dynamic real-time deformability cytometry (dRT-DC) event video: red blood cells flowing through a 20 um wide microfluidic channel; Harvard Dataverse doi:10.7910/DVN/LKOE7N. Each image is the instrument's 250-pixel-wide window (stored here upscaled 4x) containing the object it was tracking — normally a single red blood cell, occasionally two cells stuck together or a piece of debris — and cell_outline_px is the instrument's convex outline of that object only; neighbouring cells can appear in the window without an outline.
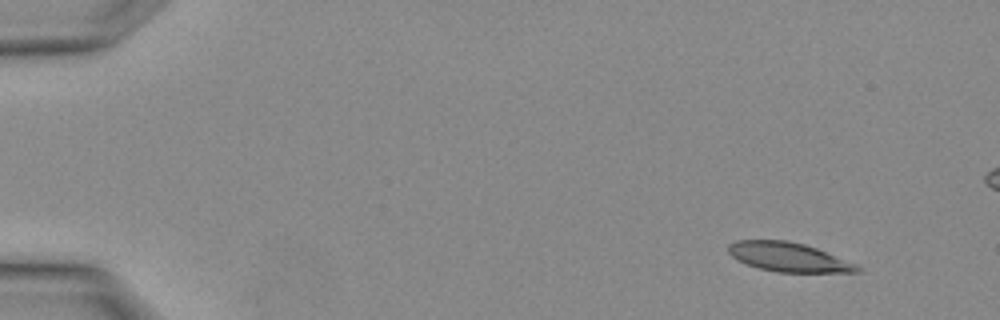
{"species": "Egyptian fruit bat (a non-hibernating species)", "species_latin": "Rousettus aegyptiacus", "temperature_condition": "warm", "stored_images_in_passage": 3, "camera_frame_rate_fps": 3000, "um_per_image_px": 0.085, "animal": {"sex": "female"}, "frame": {"image": 1, "passage_image": 1, "time_ms": 0.0, "image_size_px": [1000, 320], "cell_outline_px": [[860, 272], [776, 272], [760, 268], [736, 260], [728, 252], [728, 244], [736, 240], [788, 240], [804, 244], [816, 248], [856, 264], [860, 268]], "centroid_in_image_um": [66.98, 21.84], "position_along_channel_um": 18.0, "area_um2": 21.73}}